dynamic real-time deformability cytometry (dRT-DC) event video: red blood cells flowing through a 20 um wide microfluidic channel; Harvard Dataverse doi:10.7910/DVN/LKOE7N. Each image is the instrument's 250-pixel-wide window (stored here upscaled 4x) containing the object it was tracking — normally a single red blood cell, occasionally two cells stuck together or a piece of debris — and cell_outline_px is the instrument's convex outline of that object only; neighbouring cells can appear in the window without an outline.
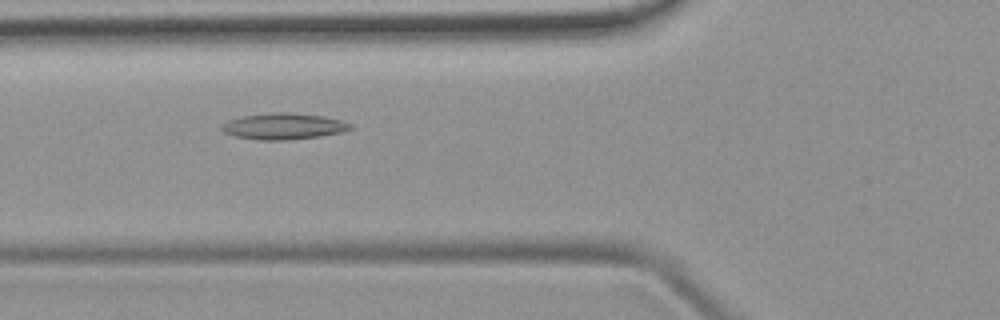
{"species": "common noctule bat (a hibernating species)", "species_latin": "Nyctalus noctula", "temperature_condition": "room temperature", "stored_images_in_passage": 48, "camera_frame_rate_fps": 3000, "um_per_image_px": 0.085, "animal": {"sex": "female", "body_mass_g": 19.9}, "frame": {"image": 1, "passage_image": 18, "time_ms": 5.667, "image_size_px": [1000, 320], "cell_outline_px": [[352, 128], [340, 132], [320, 136], [288, 140], [256, 140], [236, 136], [224, 132], [220, 128], [220, 124], [228, 120], [244, 116], [272, 112], [288, 112], [324, 116], [340, 120], [352, 124]], "centroid_in_image_um": [24.07, 10.73], "position_along_channel_um": 101.7, "area_um2": 19.65}}
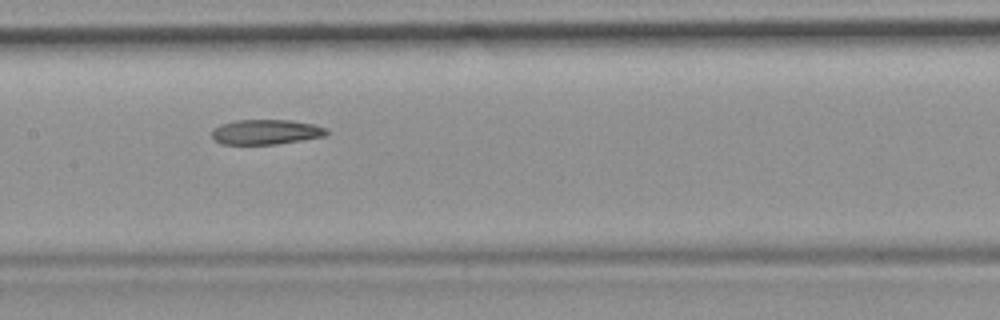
{"frame": {"image": 2, "passage_image": 24, "time_ms": 7.667, "image_size_px": [1000, 320], "cell_outline_px": [[328, 132], [324, 136], [276, 144], [220, 144], [212, 140], [212, 128], [220, 124], [236, 120], [292, 120], [312, 124], [328, 128]], "centroid_in_image_um": [22.55, 11.21], "position_along_channel_um": 184.8, "area_um2": 16.76}}
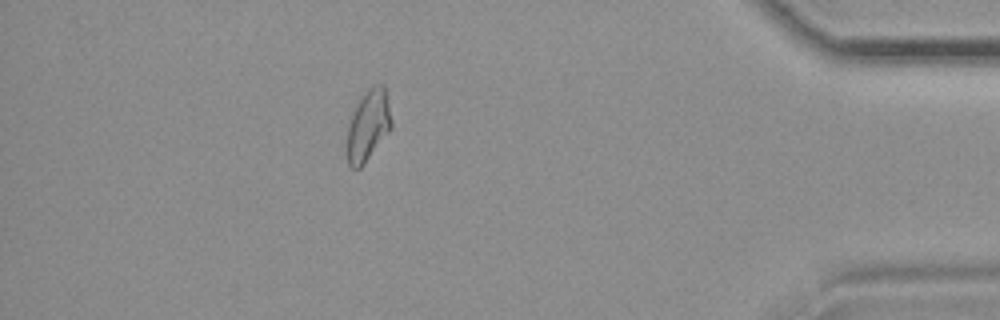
{"frame": {"image": 3, "passage_image": 43, "time_ms": 14.0, "image_size_px": [1000, 320], "cell_outline_px": [[392, 128], [364, 164], [360, 168], [352, 168], [348, 164], [348, 124], [356, 104], [368, 88], [372, 84], [384, 84], [392, 120]], "centroid_in_image_um": [31.31, 10.64], "position_along_channel_um": 403.9, "area_um2": 18.26}}